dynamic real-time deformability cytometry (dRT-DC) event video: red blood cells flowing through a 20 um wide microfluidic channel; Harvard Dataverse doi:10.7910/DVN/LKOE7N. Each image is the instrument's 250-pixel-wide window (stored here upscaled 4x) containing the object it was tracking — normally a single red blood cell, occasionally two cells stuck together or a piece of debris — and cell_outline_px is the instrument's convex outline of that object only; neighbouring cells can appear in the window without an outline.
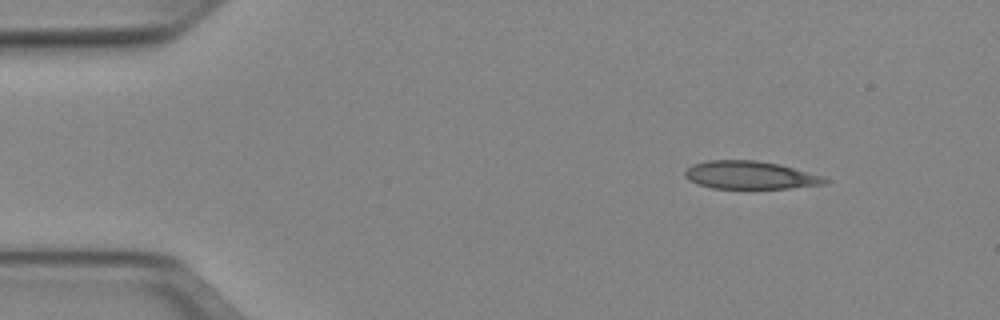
{"species": "Egyptian fruit bat (a non-hibernating species)", "species_latin": "Rousettus aegyptiacus", "temperature_condition": "cold", "stored_images_in_passage": 45, "camera_frame_rate_fps": 3000, "um_per_image_px": 0.085, "animal": {"sex": "female"}, "frame": {"image": 1, "passage_image": 1, "time_ms": 0.0, "image_size_px": [1000, 320], "cell_outline_px": [[828, 180], [824, 184], [788, 188], [712, 188], [696, 184], [688, 180], [684, 176], [684, 172], [692, 164], [708, 160], [756, 160], [780, 164], [824, 176]], "centroid_in_image_um": [63.73, 14.88], "position_along_channel_um": 21.3, "area_um2": 22.83}}
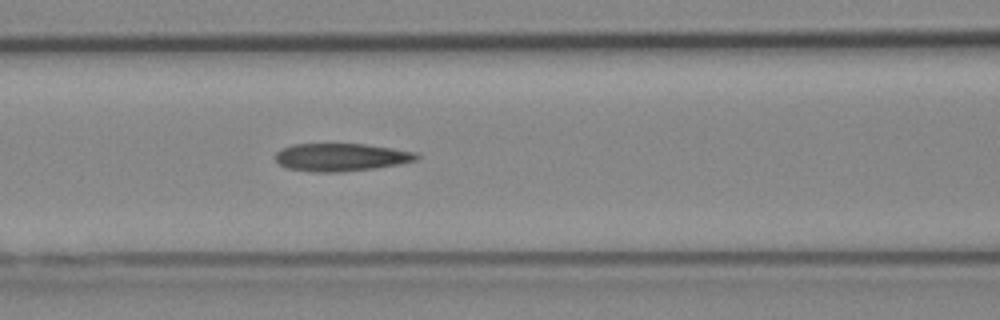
{"frame": {"image": 2, "passage_image": 16, "time_ms": 5.0, "image_size_px": [1000, 320], "cell_outline_px": [[420, 156], [416, 160], [400, 164], [376, 168], [340, 172], [312, 172], [288, 168], [280, 164], [276, 160], [276, 152], [280, 148], [292, 144], [364, 144], [392, 148], [416, 152]], "centroid_in_image_um": [28.99, 13.36], "position_along_channel_um": 137.6, "area_um2": 22.95}}
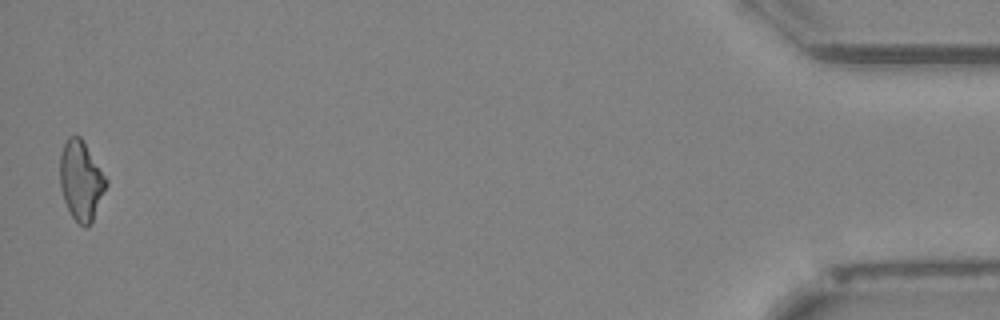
{"frame": {"image": 3, "passage_image": 45, "time_ms": 14.667, "image_size_px": [1000, 320], "cell_outline_px": [[108, 184], [92, 224], [88, 228], [84, 228], [72, 216], [64, 200], [60, 188], [60, 152], [68, 136], [80, 136], [108, 180]], "centroid_in_image_um": [6.9, 15.38], "position_along_channel_um": 428.3, "area_um2": 21.5}, "authors_computed_cell_mechanics": {"area_um2": 22.8888, "velocity_mm_per_s": 3.964, "shape_relaxation_time_tau1_ms": null, "shape_relaxation_time_tau2_ms": 3.6645, "deformation_change_tau1": null, "deformation_change_tau2": 0.1242}}